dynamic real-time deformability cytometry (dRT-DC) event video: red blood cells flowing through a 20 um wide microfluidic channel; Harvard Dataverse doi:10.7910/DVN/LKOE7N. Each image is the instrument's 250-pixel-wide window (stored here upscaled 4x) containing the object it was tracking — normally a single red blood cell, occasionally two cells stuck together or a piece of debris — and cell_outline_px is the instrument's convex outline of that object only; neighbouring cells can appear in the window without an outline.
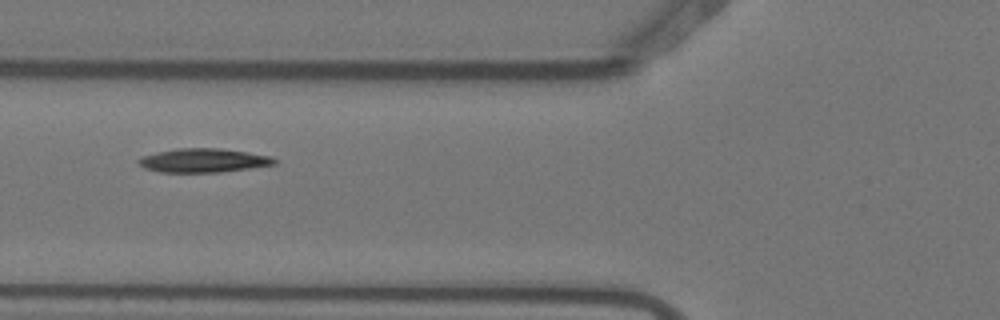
{"species": "Egyptian fruit bat (a non-hibernating species)", "species_latin": "Rousettus aegyptiacus", "temperature_condition": "warm", "stored_images_in_passage": 10, "camera_frame_rate_fps": 3000, "um_per_image_px": 0.085, "animal": {"sex": "female"}, "frame": {"image": 1, "passage_image": 2, "time_ms": 0.333, "image_size_px": [1000, 320], "cell_outline_px": [[276, 164], [220, 172], [160, 172], [144, 168], [136, 160], [140, 156], [156, 152], [176, 148], [220, 148], [272, 156], [276, 160]], "centroid_in_image_um": [17.25, 13.63], "position_along_channel_um": 108.6, "area_um2": 18.9}}
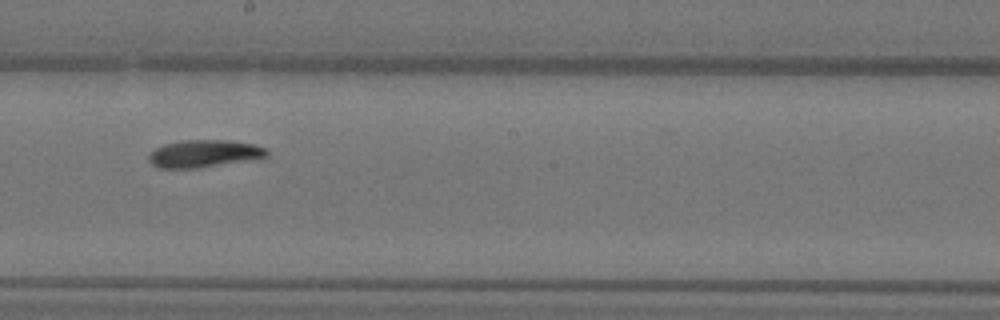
{"frame": {"image": 2, "passage_image": 5, "time_ms": 1.333, "image_size_px": [1000, 320], "cell_outline_px": [[268, 156], [196, 168], [156, 168], [148, 160], [148, 156], [156, 148], [164, 144], [184, 140], [228, 140], [252, 144], [264, 148], [268, 152]], "centroid_in_image_um": [17.27, 13.05], "position_along_channel_um": 230.9, "area_um2": 18.44}}
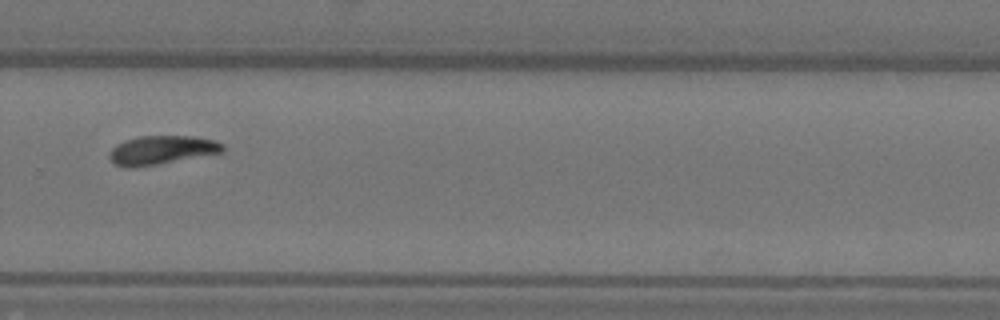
{"frame": {"image": 3, "passage_image": 7, "time_ms": 2.0, "image_size_px": [1000, 320], "cell_outline_px": [[224, 152], [156, 164], [132, 168], [124, 168], [116, 164], [108, 156], [108, 152], [116, 144], [124, 140], [140, 136], [192, 136], [212, 140], [224, 144]], "centroid_in_image_um": [13.7, 12.75], "position_along_channel_um": 316.1, "area_um2": 18.9}}